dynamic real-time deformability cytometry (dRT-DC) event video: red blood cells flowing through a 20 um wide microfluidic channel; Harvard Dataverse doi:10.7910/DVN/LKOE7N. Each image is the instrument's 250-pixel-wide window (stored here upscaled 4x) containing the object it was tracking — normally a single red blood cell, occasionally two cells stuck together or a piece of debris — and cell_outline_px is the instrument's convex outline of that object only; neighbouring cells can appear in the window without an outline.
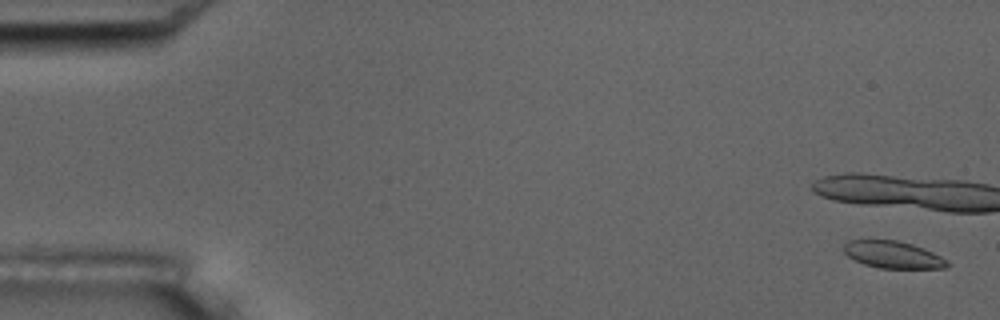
{"species": "common noctule bat (a hibernating species)", "species_latin": "Nyctalus noctula", "temperature_condition": "room temperature", "stored_images_in_passage": 5, "camera_frame_rate_fps": 3000, "um_per_image_px": 0.085, "animal": {"sex": "male", "body_mass_g": 17.5, "forearm_length_mm": 52.3}, "frame": {"image": 1, "passage_image": 1, "time_ms": 0.0, "image_size_px": [1000, 320], "cell_outline_px": [[952, 264], [948, 268], [880, 268], [864, 264], [848, 256], [844, 252], [844, 244], [848, 240], [896, 240], [912, 244], [924, 248], [948, 260]], "centroid_in_image_um": [75.94, 21.65], "position_along_channel_um": 9.1, "area_um2": 16.36}}